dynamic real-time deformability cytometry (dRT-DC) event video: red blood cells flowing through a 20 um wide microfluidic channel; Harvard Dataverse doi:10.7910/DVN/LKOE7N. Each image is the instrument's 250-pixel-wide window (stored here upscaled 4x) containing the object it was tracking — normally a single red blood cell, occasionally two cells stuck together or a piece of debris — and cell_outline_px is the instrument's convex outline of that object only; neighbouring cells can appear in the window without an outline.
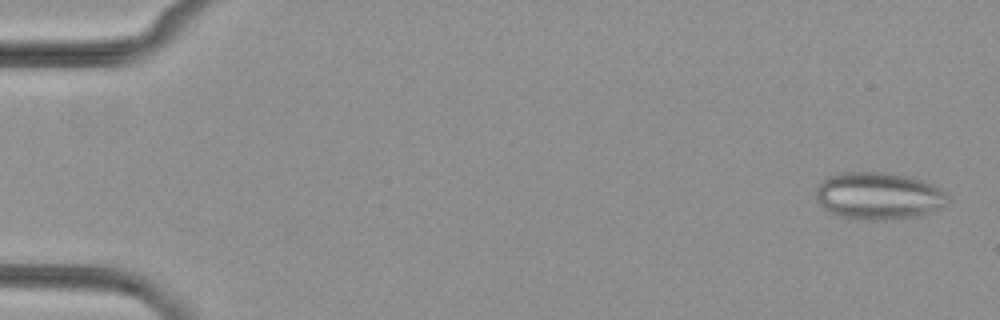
{"species": "common noctule bat (a hibernating species)", "species_latin": "Nyctalus noctula", "temperature_condition": "cold", "stored_images_in_passage": 53, "camera_frame_rate_fps": 3000, "um_per_image_px": 0.085, "animal": {"sex": "female", "body_mass_g": 29.2, "forearm_length_mm": 56.3}, "frame": {"image": 1, "passage_image": 2, "time_ms": 0.333, "image_size_px": [1000, 320], "cell_outline_px": [[948, 200], [944, 204], [920, 216], [840, 216], [828, 212], [820, 204], [816, 196], [816, 188], [828, 176], [836, 172], [892, 172], [924, 180], [940, 188], [948, 196]], "centroid_in_image_um": [74.66, 16.56], "position_along_channel_um": 10.3, "area_um2": 34.97}}
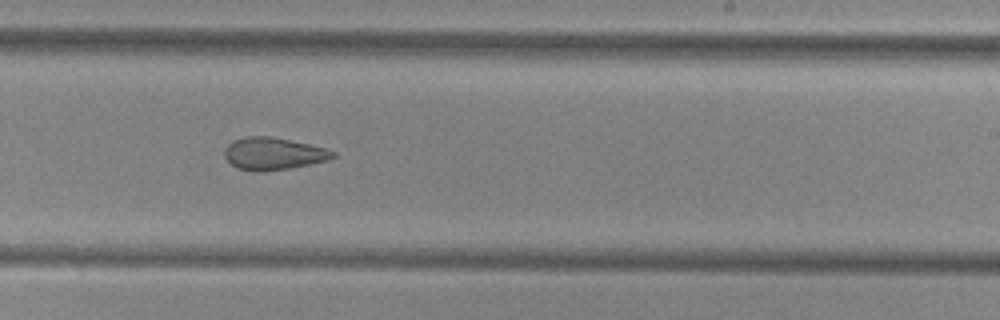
{"frame": {"image": 2, "passage_image": 33, "time_ms": 10.667, "image_size_px": [1000, 320], "cell_outline_px": [[336, 156], [328, 160], [288, 168], [264, 172], [260, 172], [236, 168], [224, 156], [224, 148], [232, 140], [244, 136], [268, 136], [308, 144], [324, 148], [336, 152]], "centroid_in_image_um": [23.19, 13.06], "position_along_channel_um": 265.8, "area_um2": 20.29}}
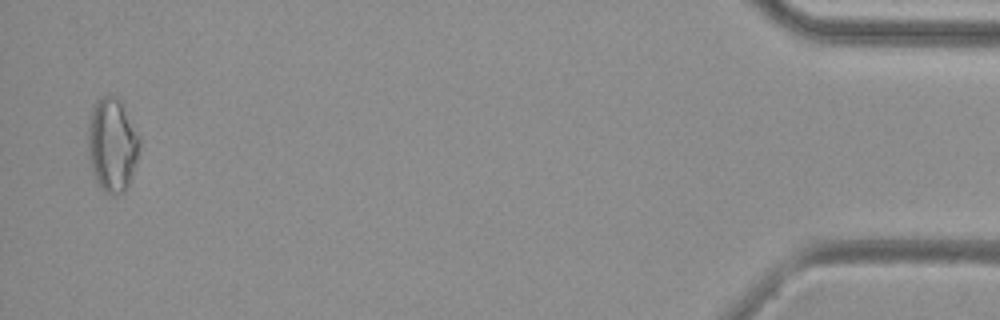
{"frame": {"image": 3, "passage_image": 52, "time_ms": 17.0, "image_size_px": [1000, 320], "cell_outline_px": [[140, 144], [136, 164], [128, 188], [124, 192], [112, 196], [104, 192], [100, 188], [92, 172], [88, 156], [88, 128], [92, 108], [96, 100], [100, 96], [116, 96], [120, 100], [140, 140]], "centroid_in_image_um": [9.52, 12.36], "position_along_channel_um": 425.7, "area_um2": 28.26}}